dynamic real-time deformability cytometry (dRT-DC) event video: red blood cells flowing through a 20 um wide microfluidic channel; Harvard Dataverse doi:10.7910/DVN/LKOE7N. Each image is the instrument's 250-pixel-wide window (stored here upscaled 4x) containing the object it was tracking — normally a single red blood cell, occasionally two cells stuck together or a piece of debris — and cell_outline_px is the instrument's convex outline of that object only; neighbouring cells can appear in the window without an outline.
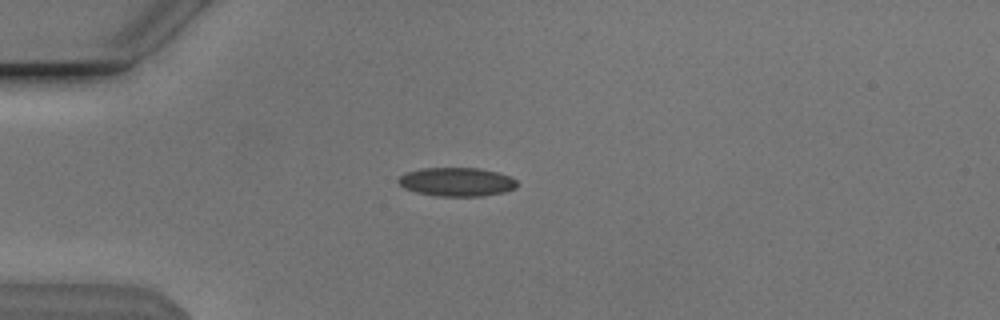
{"species": "Egyptian fruit bat (a non-hibernating species)", "species_latin": "Rousettus aegyptiacus", "temperature_condition": "cold", "stored_images_in_passage": 41, "camera_frame_rate_fps": 3000, "um_per_image_px": 0.085, "animal": {"sex": "male"}, "frame": {"image": 1, "passage_image": 1, "time_ms": 0.0, "image_size_px": [1000, 320], "cell_outline_px": [[516, 188], [504, 192], [484, 196], [436, 196], [416, 192], [404, 188], [396, 180], [404, 172], [420, 168], [480, 168], [496, 172], [508, 176], [516, 180]], "centroid_in_image_um": [38.78, 15.46], "position_along_channel_um": 46.2, "area_um2": 19.94}}
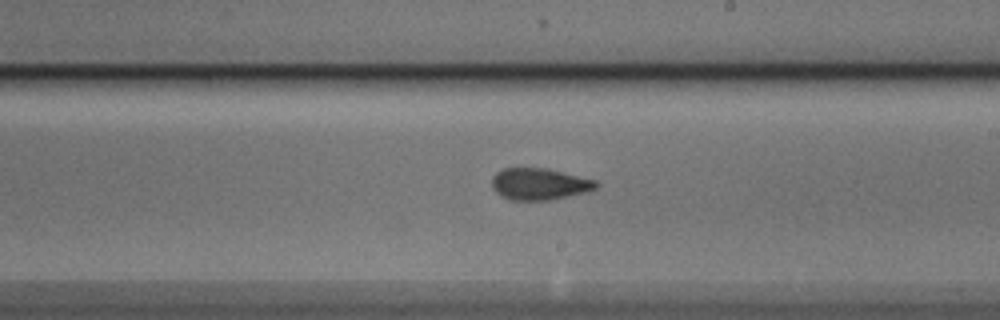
{"frame": {"image": 2, "passage_image": 18, "time_ms": 5.667, "image_size_px": [1000, 320], "cell_outline_px": [[600, 184], [596, 188], [584, 192], [568, 196], [548, 200], [508, 200], [500, 196], [492, 188], [492, 176], [496, 172], [504, 168], [544, 168], [596, 180]], "centroid_in_image_um": [45.8, 15.65], "position_along_channel_um": 243.2, "area_um2": 19.19}}
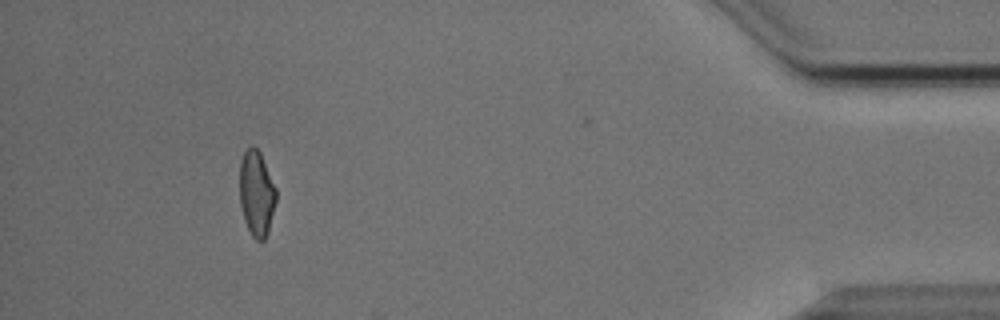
{"frame": {"image": 3, "passage_image": 36, "time_ms": 11.667, "image_size_px": [1000, 320], "cell_outline_px": [[276, 200], [268, 232], [264, 240], [256, 240], [252, 236], [244, 220], [240, 204], [240, 160], [244, 152], [252, 144], [260, 152], [276, 188]], "centroid_in_image_um": [21.8, 16.43], "position_along_channel_um": 413.4, "area_um2": 18.09}}